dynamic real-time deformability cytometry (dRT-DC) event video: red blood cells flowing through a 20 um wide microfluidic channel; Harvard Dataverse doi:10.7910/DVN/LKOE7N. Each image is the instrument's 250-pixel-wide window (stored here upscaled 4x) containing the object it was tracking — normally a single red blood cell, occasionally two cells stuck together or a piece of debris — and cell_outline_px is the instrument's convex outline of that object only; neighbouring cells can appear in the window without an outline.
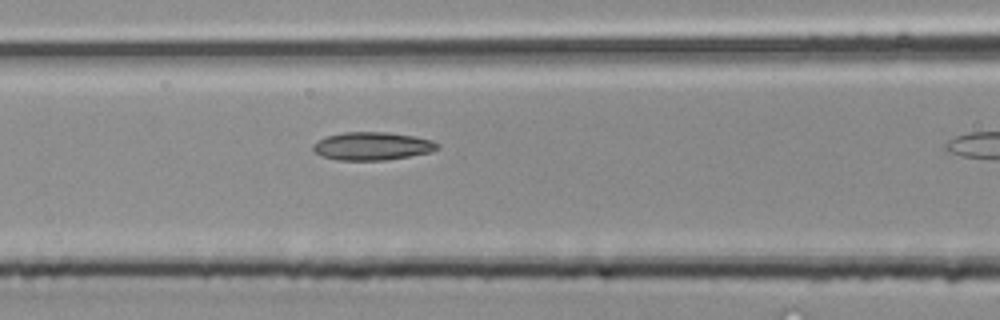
{"species": "common noctule bat (a hibernating species)", "species_latin": "Nyctalus noctula", "temperature_condition": "room temperature", "stored_images_in_passage": 9, "camera_frame_rate_fps": 3000, "um_per_image_px": 0.085, "animal": {"sex": "male", "body_mass_g": 20.4}, "frame": {"image": 1, "passage_image": 8, "time_ms": 2.333, "image_size_px": [1000, 320], "cell_outline_px": [[440, 148], [428, 152], [408, 156], [384, 160], [336, 160], [324, 156], [316, 152], [312, 148], [312, 144], [316, 140], [328, 136], [344, 132], [388, 132], [416, 136], [432, 140], [440, 144]], "centroid_in_image_um": [31.64, 12.41], "position_along_channel_um": 135.0, "area_um2": 20.29}}